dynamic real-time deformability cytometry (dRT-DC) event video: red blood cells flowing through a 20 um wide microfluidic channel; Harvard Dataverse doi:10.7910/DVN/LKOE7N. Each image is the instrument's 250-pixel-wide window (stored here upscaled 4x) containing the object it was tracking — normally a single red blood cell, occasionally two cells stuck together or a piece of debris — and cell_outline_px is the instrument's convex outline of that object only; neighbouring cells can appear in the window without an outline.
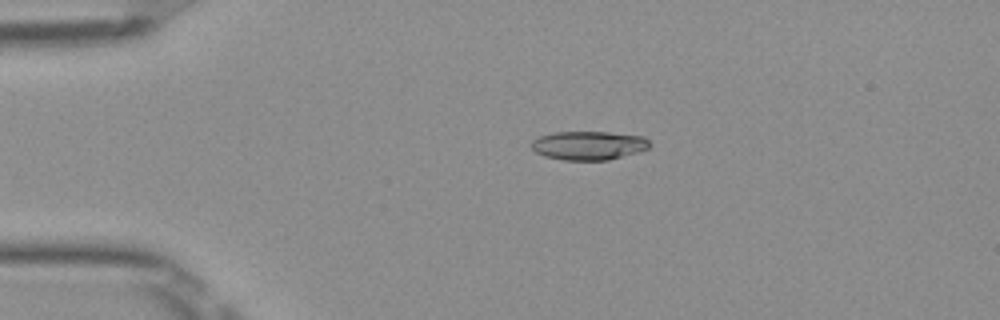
{"species": "Egyptian fruit bat (a non-hibernating species)", "species_latin": "Rousettus aegyptiacus", "temperature_condition": "room temperature", "stored_images_in_passage": 44, "camera_frame_rate_fps": 3000, "um_per_image_px": 0.085, "frame": {"image": 1, "passage_image": 4, "time_ms": 1.0, "image_size_px": [1000, 320], "cell_outline_px": [[652, 144], [648, 148], [636, 152], [608, 160], [564, 160], [544, 156], [536, 152], [532, 148], [532, 140], [540, 136], [556, 132], [608, 132], [644, 136]], "centroid_in_image_um": [50.04, 12.36], "position_along_channel_um": 35.0, "area_um2": 19.71}}
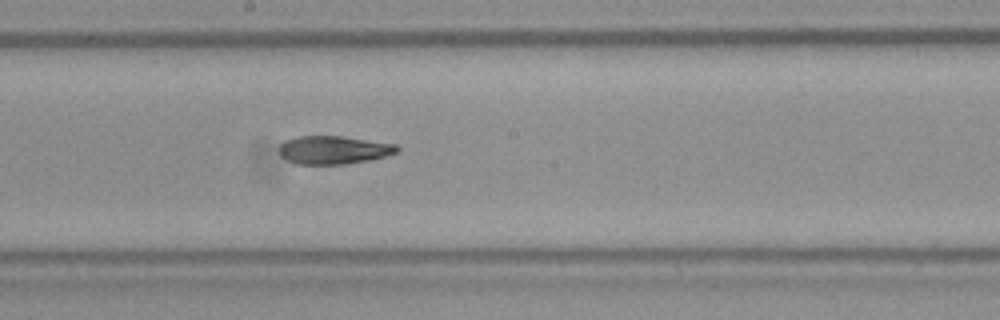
{"frame": {"image": 2, "passage_image": 21, "time_ms": 6.667, "image_size_px": [1000, 320], "cell_outline_px": [[400, 148], [396, 152], [372, 160], [344, 164], [296, 164], [280, 156], [280, 144], [284, 140], [300, 136], [344, 136], [396, 144]], "centroid_in_image_um": [28.36, 12.74], "position_along_channel_um": 219.8, "area_um2": 19.42}}
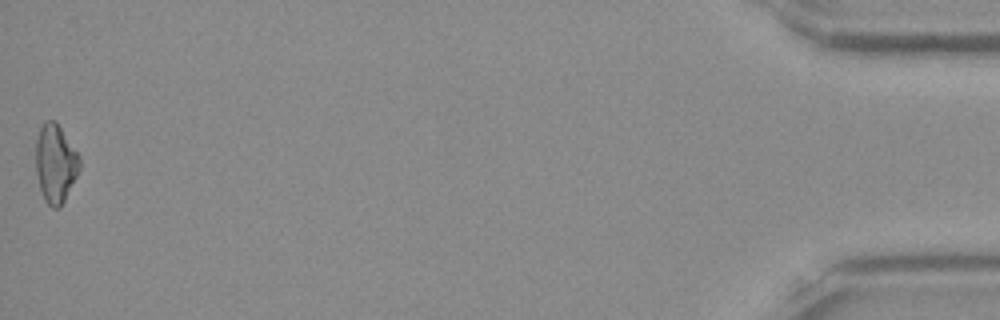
{"frame": {"image": 3, "passage_image": 44, "time_ms": 14.333, "image_size_px": [1000, 320], "cell_outline_px": [[80, 168], [60, 208], [52, 208], [44, 200], [40, 188], [36, 172], [36, 140], [40, 128], [44, 120], [56, 120], [80, 156]], "centroid_in_image_um": [4.71, 13.87], "position_along_channel_um": 430.5, "area_um2": 20.0}, "authors_computed_cell_mechanics": {"area_um2": 19.8543, "velocity_mm_per_s": 3.9962, "shape_relaxation_time_tau1_ms": null, "shape_relaxation_time_tau2_ms": 10.1225, "deformation_change_tau1": null, "deformation_change_tau2": 0.2172}}